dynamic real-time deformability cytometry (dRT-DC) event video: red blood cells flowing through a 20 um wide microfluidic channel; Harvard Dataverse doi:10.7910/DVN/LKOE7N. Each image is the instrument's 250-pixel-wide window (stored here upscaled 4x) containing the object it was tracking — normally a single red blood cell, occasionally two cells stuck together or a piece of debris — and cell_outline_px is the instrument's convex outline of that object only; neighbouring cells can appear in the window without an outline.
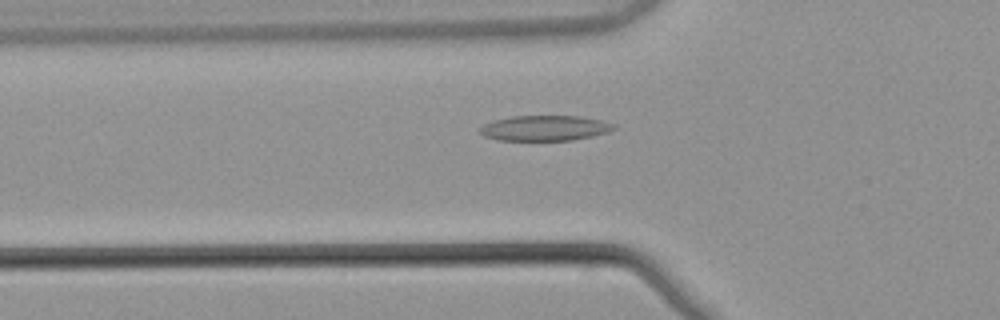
{"species": "common noctule bat (a hibernating species)", "species_latin": "Nyctalus noctula", "temperature_condition": "warm", "stored_images_in_passage": 33, "camera_frame_rate_fps": 3000, "um_per_image_px": 0.085, "animal": {"sex": "male", "body_mass_g": 21.5, "forearm_length_mm": 52.0}, "frame": {"image": 1, "passage_image": 4, "time_ms": 1.0, "image_size_px": [1000, 320], "cell_outline_px": [[616, 128], [608, 132], [592, 136], [572, 140], [496, 140], [484, 136], [476, 132], [476, 128], [492, 120], [512, 116], [580, 116], [604, 120], [616, 124]], "centroid_in_image_um": [46.27, 10.88], "position_along_channel_um": 79.5, "area_um2": 20.11}}
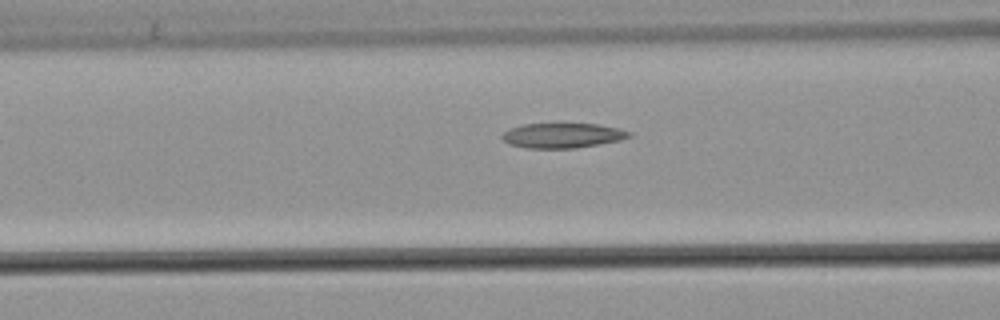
{"frame": {"image": 2, "passage_image": 7, "time_ms": 2.0, "image_size_px": [1000, 320], "cell_outline_px": [[632, 136], [620, 140], [576, 148], [528, 148], [508, 144], [500, 136], [508, 128], [524, 124], [596, 124], [620, 128], [632, 132]], "centroid_in_image_um": [47.81, 11.51], "position_along_channel_um": 118.8, "area_um2": 18.44}}
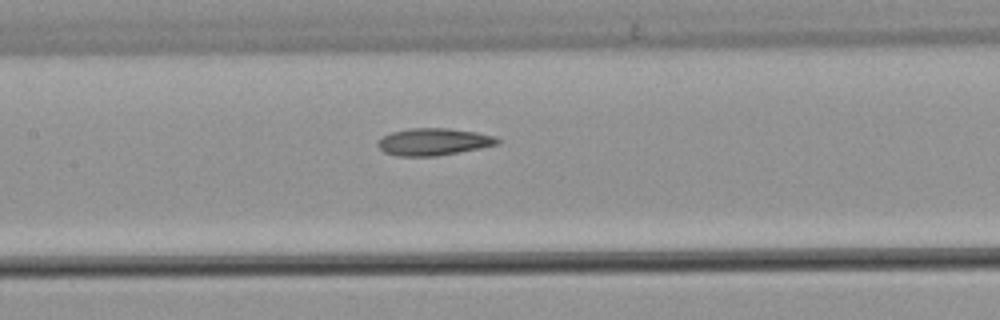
{"frame": {"image": 3, "passage_image": 11, "time_ms": 3.333, "image_size_px": [1000, 320], "cell_outline_px": [[504, 140], [500, 144], [480, 148], [436, 156], [396, 156], [384, 152], [376, 144], [384, 136], [392, 132], [412, 128], [448, 128], [476, 132], [496, 136]], "centroid_in_image_um": [36.92, 12.05], "position_along_channel_um": 170.5, "area_um2": 18.96}}